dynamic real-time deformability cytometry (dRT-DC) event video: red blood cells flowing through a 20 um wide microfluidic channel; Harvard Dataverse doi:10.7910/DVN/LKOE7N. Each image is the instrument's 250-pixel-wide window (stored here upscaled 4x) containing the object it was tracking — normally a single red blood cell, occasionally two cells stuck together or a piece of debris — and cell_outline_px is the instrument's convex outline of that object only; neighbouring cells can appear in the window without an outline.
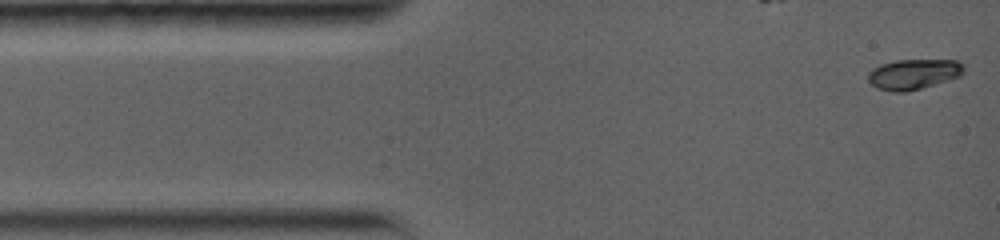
{"species": "common noctule bat (a hibernating species)", "species_latin": "Nyctalus noctula", "temperature_condition": "warm", "stored_images_in_passage": 42, "camera_frame_rate_fps": 5000, "um_per_image_px": 0.085, "animal": {"sex": "female", "body_mass_g": 19.0, "forearm_length_mm": 56.7}, "frame": {"image": 1, "passage_image": 1, "time_ms": 0.0, "image_size_px": [1000, 240], "cell_outline_px": [[964, 72], [960, 76], [948, 80], [920, 88], [904, 92], [892, 92], [876, 88], [868, 80], [868, 72], [872, 68], [880, 64], [896, 60], [960, 60], [964, 64]], "centroid_in_image_um": [77.65, 6.29], "position_along_channel_um": 7.4, "area_um2": 16.99}}
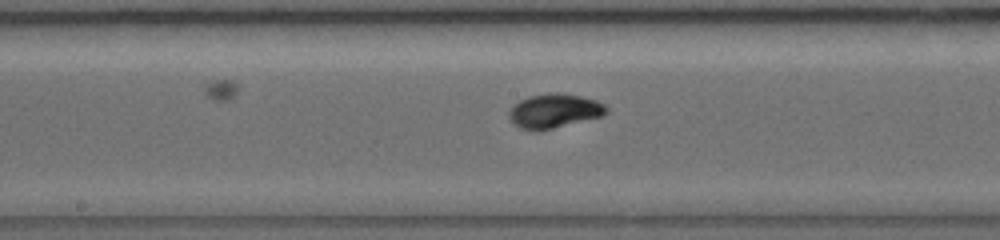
{"frame": {"image": 2, "passage_image": 18, "time_ms": 7.0, "image_size_px": [1000, 240], "cell_outline_px": [[608, 112], [604, 116], [540, 132], [532, 132], [520, 128], [512, 124], [508, 116], [508, 112], [512, 104], [528, 96], [548, 92], [560, 92], [580, 96], [596, 100], [604, 104], [608, 108]], "centroid_in_image_um": [47.08, 9.45], "position_along_channel_um": 201.1, "area_um2": 20.17}}
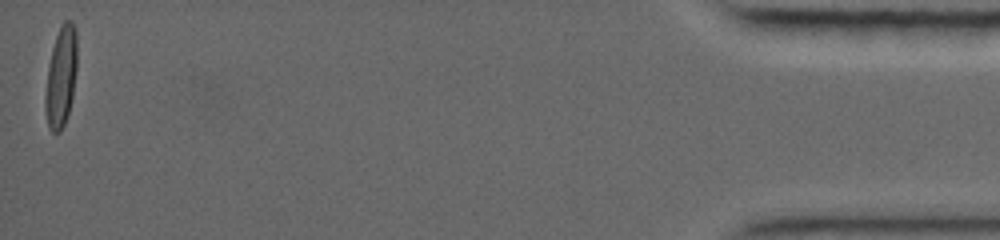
{"frame": {"image": 3, "passage_image": 42, "time_ms": 16.4, "image_size_px": [1000, 240], "cell_outline_px": [[76, 68], [72, 96], [68, 112], [64, 124], [60, 132], [52, 132], [48, 128], [44, 104], [44, 96], [48, 68], [52, 48], [60, 24], [64, 20], [72, 20], [76, 28]], "centroid_in_image_um": [5.17, 6.5], "position_along_channel_um": 430.0, "area_um2": 18.61}, "authors_computed_cell_mechanics": {"area_um2": 17.8313, "velocity_mm_per_s": 3.8381, "shape_relaxation_time_tau1_ms": 3.7569, "shape_relaxation_time_tau2_ms": null, "deformation_change_tau1": 0.1864, "deformation_change_tau2": null}}